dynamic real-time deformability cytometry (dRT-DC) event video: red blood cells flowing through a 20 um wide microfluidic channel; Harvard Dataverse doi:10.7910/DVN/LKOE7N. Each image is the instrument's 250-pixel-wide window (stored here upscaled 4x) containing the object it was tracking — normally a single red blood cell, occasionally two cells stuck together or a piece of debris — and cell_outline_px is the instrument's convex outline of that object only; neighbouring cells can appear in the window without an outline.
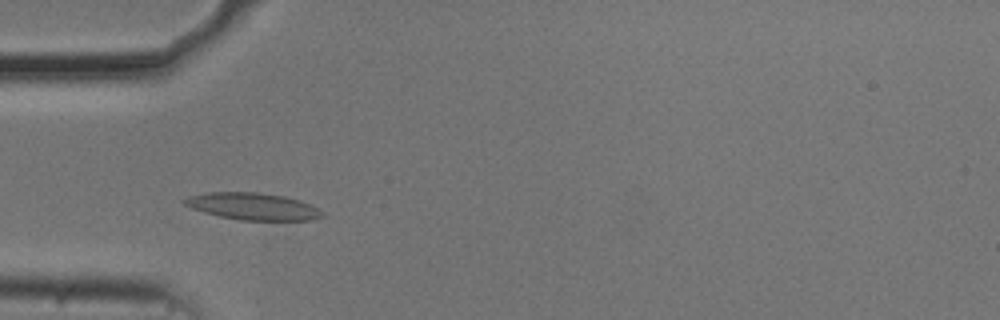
{"species": "common noctule bat (a hibernating species)", "species_latin": "Nyctalus noctula", "temperature_condition": "cold", "stored_images_in_passage": 51, "camera_frame_rate_fps": 3000, "um_per_image_px": 0.085, "animal": {"sex": "male", "body_mass_g": 20.5, "forearm_length_mm": 52.5}, "frame": {"image": 1, "passage_image": 13, "time_ms": 4.0, "image_size_px": [1000, 320], "cell_outline_px": [[324, 216], [312, 220], [240, 220], [220, 216], [204, 212], [192, 208], [184, 204], [180, 200], [188, 196], [208, 192], [256, 192], [284, 196], [300, 200], [324, 212]], "centroid_in_image_um": [21.47, 17.54], "position_along_channel_um": 63.5, "area_um2": 21.62}}
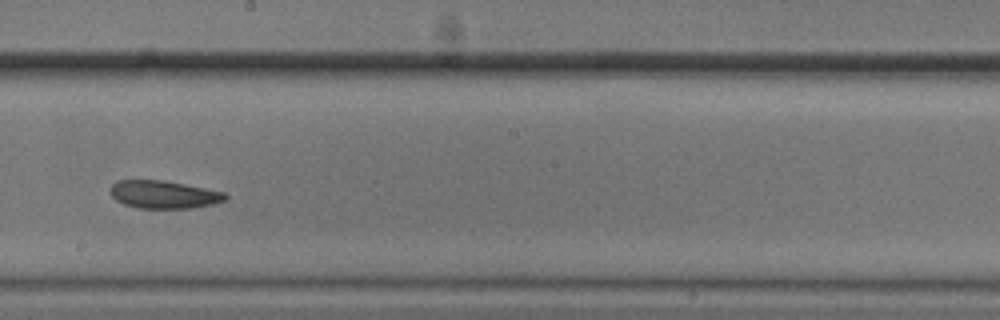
{"frame": {"image": 2, "passage_image": 27, "time_ms": 8.667, "image_size_px": [1000, 320], "cell_outline_px": [[228, 196], [224, 200], [212, 204], [192, 208], [136, 208], [124, 204], [116, 200], [112, 196], [112, 184], [116, 180], [160, 180], [184, 184], [224, 192]], "centroid_in_image_um": [13.9, 16.54], "position_along_channel_um": 234.3, "area_um2": 18.44}}
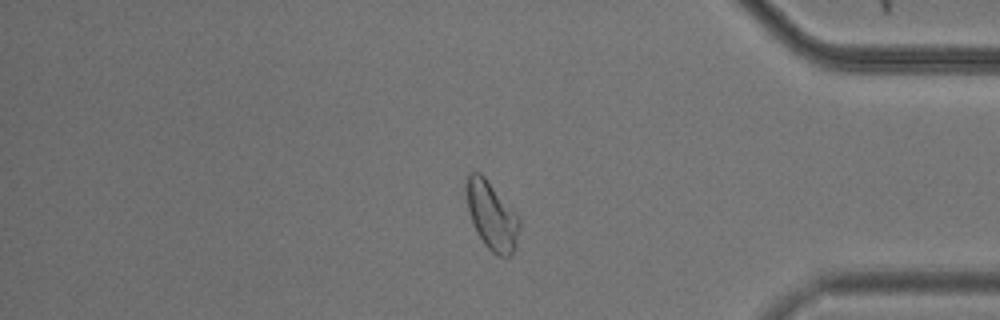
{"frame": {"image": 3, "passage_image": 42, "time_ms": 13.667, "image_size_px": [1000, 320], "cell_outline_px": [[520, 224], [516, 244], [512, 252], [508, 256], [496, 256], [484, 244], [472, 224], [468, 208], [464, 188], [468, 172], [480, 172], [484, 176], [520, 220]], "centroid_in_image_um": [41.74, 18.32], "position_along_channel_um": 393.5, "area_um2": 20.75}, "authors_computed_cell_mechanics": {"area_um2": 20.4034, "velocity_mm_per_s": 3.6855, "shape_relaxation_time_tau1_ms": null, "shape_relaxation_time_tau2_ms": 6.9436, "deformation_change_tau1": null, "deformation_change_tau2": 0.1515}}